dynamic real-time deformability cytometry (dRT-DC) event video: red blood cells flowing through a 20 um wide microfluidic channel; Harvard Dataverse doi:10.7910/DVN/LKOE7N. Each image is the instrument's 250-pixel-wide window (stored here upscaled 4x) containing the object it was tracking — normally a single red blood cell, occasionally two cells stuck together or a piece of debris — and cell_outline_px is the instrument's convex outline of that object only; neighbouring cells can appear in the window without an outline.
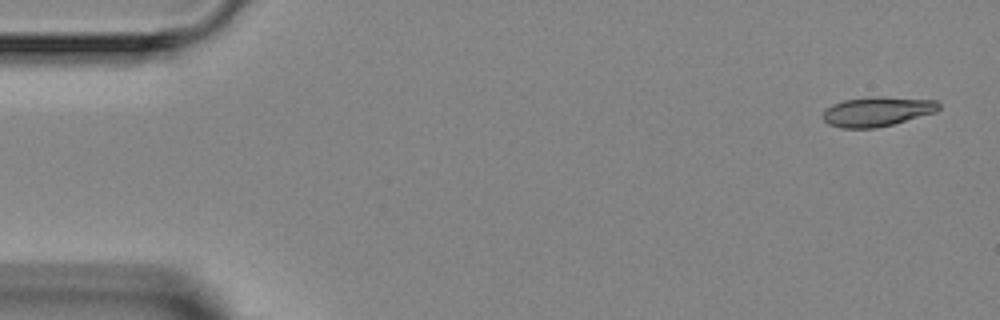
{"species": "Egyptian fruit bat (a non-hibernating species)", "species_latin": "Rousettus aegyptiacus", "temperature_condition": "room temperature", "stored_images_in_passage": 5, "camera_frame_rate_fps": 3000, "um_per_image_px": 0.085, "animal": {"sex": "female"}, "frame": {"image": 1, "passage_image": 1, "time_ms": 0.0, "image_size_px": [1000, 320], "cell_outline_px": [[940, 108], [936, 112], [892, 124], [876, 128], [840, 128], [828, 124], [824, 120], [824, 108], [832, 104], [844, 100], [868, 96], [884, 96], [936, 100], [940, 104]], "centroid_in_image_um": [74.55, 9.46], "position_along_channel_um": 10.5, "area_um2": 20.17}}